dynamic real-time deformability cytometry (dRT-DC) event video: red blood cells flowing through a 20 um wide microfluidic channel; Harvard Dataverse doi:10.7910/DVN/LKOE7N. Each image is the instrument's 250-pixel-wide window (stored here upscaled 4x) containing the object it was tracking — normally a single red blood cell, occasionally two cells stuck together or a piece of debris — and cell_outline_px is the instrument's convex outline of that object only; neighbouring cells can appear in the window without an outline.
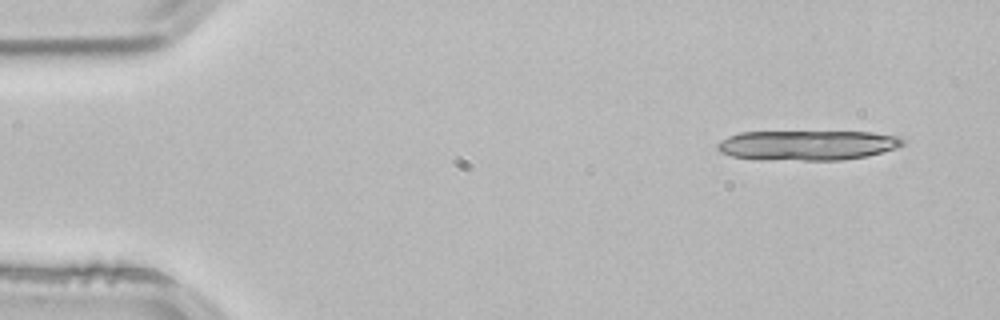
{"species": "common noctule bat (a hibernating species)", "species_latin": "Nyctalus noctula", "temperature_condition": "room temperature", "stored_images_in_passage": 3, "camera_frame_rate_fps": 3000, "um_per_image_px": 0.085, "animal": {"sex": "male", "body_mass_g": 21.5, "forearm_length_mm": 52.0}, "frame": {"image": 1, "passage_image": 1, "time_ms": 0.0, "image_size_px": [1000, 320], "cell_outline_px": [[904, 144], [896, 148], [864, 156], [840, 160], [760, 160], [732, 156], [720, 152], [716, 148], [716, 144], [720, 140], [728, 136], [740, 132], [872, 132], [900, 136], [904, 140]], "centroid_in_image_um": [68.58, 12.34], "position_along_channel_um": 16.4, "area_um2": 32.43}}